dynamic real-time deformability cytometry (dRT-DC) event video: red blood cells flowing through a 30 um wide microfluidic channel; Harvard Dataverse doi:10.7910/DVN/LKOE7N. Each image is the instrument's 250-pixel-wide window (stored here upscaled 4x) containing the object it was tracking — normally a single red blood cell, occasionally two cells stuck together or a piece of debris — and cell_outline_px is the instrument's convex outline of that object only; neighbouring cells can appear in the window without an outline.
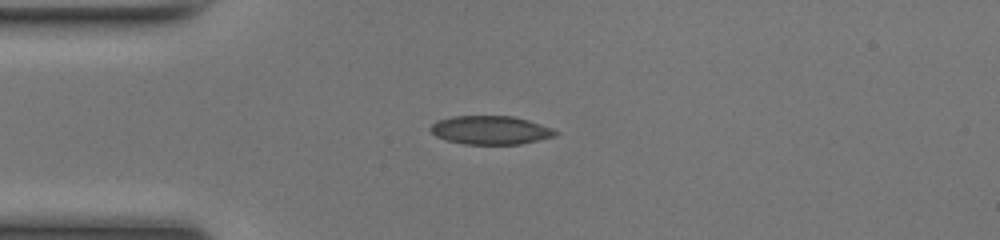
{"species": "common noctule bat (a hibernating species)", "species_latin": "Nyctalus noctula", "temperature_condition": "room temperature", "stored_images_in_passage": 37, "camera_frame_rate_fps": 3000, "um_per_image_px": 0.085, "animal": {"sex": "female", "body_mass_g": 17.0, "forearm_length_mm": 48.0}, "frame": {"image": 1, "passage_image": 1, "time_ms": 0.0, "image_size_px": [1000, 240], "cell_outline_px": [[560, 132], [556, 136], [520, 144], [464, 144], [444, 140], [436, 136], [428, 128], [436, 120], [452, 116], [512, 116], [528, 120], [552, 128]], "centroid_in_image_um": [41.67, 11.06], "position_along_channel_um": 43.3, "area_um2": 20.92}}
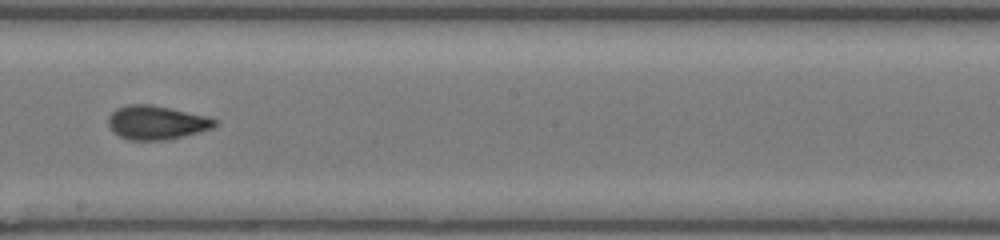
{"frame": {"image": 2, "passage_image": 16, "time_ms": 5.0, "image_size_px": [1000, 240], "cell_outline_px": [[216, 124], [212, 128], [164, 140], [128, 140], [112, 132], [108, 124], [108, 116], [116, 108], [128, 104], [148, 104], [168, 108], [204, 116], [216, 120]], "centroid_in_image_um": [13.2, 10.42], "position_along_channel_um": 235.0, "area_um2": 20.58}}
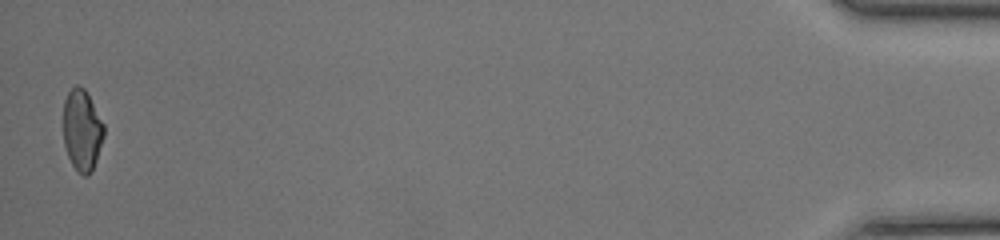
{"frame": {"image": 3, "passage_image": 37, "time_ms": 12.0, "image_size_px": [1000, 240], "cell_outline_px": [[104, 136], [92, 172], [88, 176], [84, 176], [72, 164], [68, 156], [64, 144], [64, 100], [68, 92], [76, 84], [84, 88], [104, 124]], "centroid_in_image_um": [6.98, 11.07], "position_along_channel_um": 428.2, "area_um2": 19.02}, "authors_computed_cell_mechanics": {"area_um2": 20.3456, "velocity_mm_per_s": 4.2165, "shape_relaxation_time_tau1_ms": 8.241, "shape_relaxation_time_tau2_ms": 1.0783, "deformation_change_tau1": 0.2362, "deformation_change_tau2": 0.0727}}